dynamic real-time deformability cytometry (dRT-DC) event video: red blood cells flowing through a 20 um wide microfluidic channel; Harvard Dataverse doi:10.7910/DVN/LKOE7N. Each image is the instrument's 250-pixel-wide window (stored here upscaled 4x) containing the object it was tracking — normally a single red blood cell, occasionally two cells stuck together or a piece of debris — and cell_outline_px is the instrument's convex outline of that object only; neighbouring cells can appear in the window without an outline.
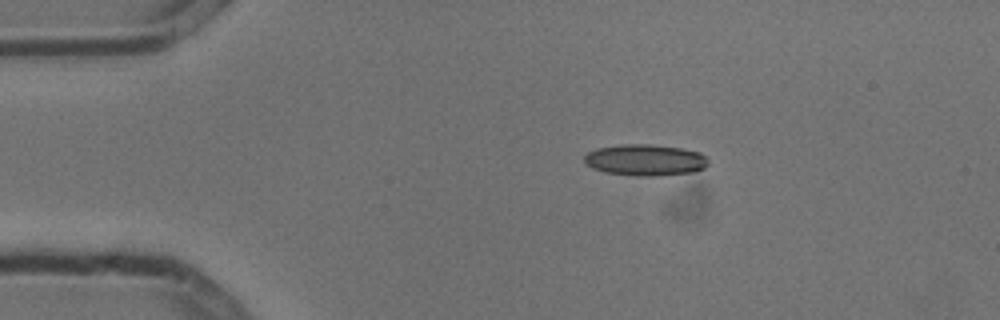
{"species": "common noctule bat (a hibernating species)", "species_latin": "Nyctalus noctula", "temperature_condition": "cold", "stored_images_in_passage": 2, "camera_frame_rate_fps": 3000, "um_per_image_px": 0.085, "animal": {"sex": "male", "body_mass_g": 13.3}, "frame": {"image": 1, "passage_image": 1, "time_ms": 0.0, "image_size_px": [1000, 320], "cell_outline_px": [[708, 164], [704, 168], [692, 172], [656, 176], [636, 176], [604, 172], [592, 168], [584, 160], [584, 156], [588, 152], [596, 148], [624, 144], [648, 144], [680, 148], [700, 152], [708, 160]], "centroid_in_image_um": [54.84, 13.6], "position_along_channel_um": 30.2, "area_um2": 22.6}}